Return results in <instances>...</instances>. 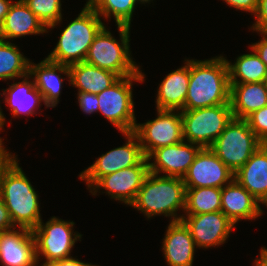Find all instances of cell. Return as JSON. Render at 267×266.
<instances>
[{"label":"cell","mask_w":267,"mask_h":266,"mask_svg":"<svg viewBox=\"0 0 267 266\" xmlns=\"http://www.w3.org/2000/svg\"><path fill=\"white\" fill-rule=\"evenodd\" d=\"M176 112L157 109V118L143 124L136 123L133 132L137 135L146 158L158 148L174 145L184 140L181 111Z\"/></svg>","instance_id":"cell-10"},{"label":"cell","mask_w":267,"mask_h":266,"mask_svg":"<svg viewBox=\"0 0 267 266\" xmlns=\"http://www.w3.org/2000/svg\"><path fill=\"white\" fill-rule=\"evenodd\" d=\"M126 143L102 154L97 160L79 174L90 189L101 177L118 170L137 165L145 156L139 139L134 132L123 133Z\"/></svg>","instance_id":"cell-11"},{"label":"cell","mask_w":267,"mask_h":266,"mask_svg":"<svg viewBox=\"0 0 267 266\" xmlns=\"http://www.w3.org/2000/svg\"><path fill=\"white\" fill-rule=\"evenodd\" d=\"M70 84L78 92L99 94L113 85L120 77L108 70L101 69L85 61L69 66Z\"/></svg>","instance_id":"cell-24"},{"label":"cell","mask_w":267,"mask_h":266,"mask_svg":"<svg viewBox=\"0 0 267 266\" xmlns=\"http://www.w3.org/2000/svg\"><path fill=\"white\" fill-rule=\"evenodd\" d=\"M185 216L182 221L189 228L197 248L222 245L235 226L222 211Z\"/></svg>","instance_id":"cell-14"},{"label":"cell","mask_w":267,"mask_h":266,"mask_svg":"<svg viewBox=\"0 0 267 266\" xmlns=\"http://www.w3.org/2000/svg\"><path fill=\"white\" fill-rule=\"evenodd\" d=\"M77 96L79 107L82 109L83 112H85L86 114H92L98 111L99 101L97 94L78 92Z\"/></svg>","instance_id":"cell-32"},{"label":"cell","mask_w":267,"mask_h":266,"mask_svg":"<svg viewBox=\"0 0 267 266\" xmlns=\"http://www.w3.org/2000/svg\"><path fill=\"white\" fill-rule=\"evenodd\" d=\"M74 224L73 221H64L55 216L45 224L41 220L32 230L36 259L39 260V257L43 256L45 261H59L72 257L71 250L75 242L82 237L80 233L74 232Z\"/></svg>","instance_id":"cell-9"},{"label":"cell","mask_w":267,"mask_h":266,"mask_svg":"<svg viewBox=\"0 0 267 266\" xmlns=\"http://www.w3.org/2000/svg\"><path fill=\"white\" fill-rule=\"evenodd\" d=\"M234 178L261 204L267 199V144H262L251 155L234 173Z\"/></svg>","instance_id":"cell-20"},{"label":"cell","mask_w":267,"mask_h":266,"mask_svg":"<svg viewBox=\"0 0 267 266\" xmlns=\"http://www.w3.org/2000/svg\"><path fill=\"white\" fill-rule=\"evenodd\" d=\"M255 17L257 19L251 29L257 33H267V0H259Z\"/></svg>","instance_id":"cell-33"},{"label":"cell","mask_w":267,"mask_h":266,"mask_svg":"<svg viewBox=\"0 0 267 266\" xmlns=\"http://www.w3.org/2000/svg\"><path fill=\"white\" fill-rule=\"evenodd\" d=\"M230 7L256 14L259 0H223Z\"/></svg>","instance_id":"cell-34"},{"label":"cell","mask_w":267,"mask_h":266,"mask_svg":"<svg viewBox=\"0 0 267 266\" xmlns=\"http://www.w3.org/2000/svg\"><path fill=\"white\" fill-rule=\"evenodd\" d=\"M234 179L232 172L210 148H201L183 177L186 188H222Z\"/></svg>","instance_id":"cell-13"},{"label":"cell","mask_w":267,"mask_h":266,"mask_svg":"<svg viewBox=\"0 0 267 266\" xmlns=\"http://www.w3.org/2000/svg\"><path fill=\"white\" fill-rule=\"evenodd\" d=\"M260 33L262 35V40L252 44L250 47L257 53L267 67V33Z\"/></svg>","instance_id":"cell-36"},{"label":"cell","mask_w":267,"mask_h":266,"mask_svg":"<svg viewBox=\"0 0 267 266\" xmlns=\"http://www.w3.org/2000/svg\"><path fill=\"white\" fill-rule=\"evenodd\" d=\"M149 161L144 157L137 165L118 170L101 177L91 188L96 195L98 189H105L111 199L129 205L135 200L146 176L149 174Z\"/></svg>","instance_id":"cell-12"},{"label":"cell","mask_w":267,"mask_h":266,"mask_svg":"<svg viewBox=\"0 0 267 266\" xmlns=\"http://www.w3.org/2000/svg\"><path fill=\"white\" fill-rule=\"evenodd\" d=\"M120 43L104 26L89 47L85 62L104 70L111 71L119 77L136 75L140 67L133 61L130 52V27L117 25Z\"/></svg>","instance_id":"cell-5"},{"label":"cell","mask_w":267,"mask_h":266,"mask_svg":"<svg viewBox=\"0 0 267 266\" xmlns=\"http://www.w3.org/2000/svg\"><path fill=\"white\" fill-rule=\"evenodd\" d=\"M0 196L15 227L33 230L42 220L39 196L19 166L17 157L0 174Z\"/></svg>","instance_id":"cell-2"},{"label":"cell","mask_w":267,"mask_h":266,"mask_svg":"<svg viewBox=\"0 0 267 266\" xmlns=\"http://www.w3.org/2000/svg\"><path fill=\"white\" fill-rule=\"evenodd\" d=\"M15 228L7 207L0 196V232Z\"/></svg>","instance_id":"cell-35"},{"label":"cell","mask_w":267,"mask_h":266,"mask_svg":"<svg viewBox=\"0 0 267 266\" xmlns=\"http://www.w3.org/2000/svg\"><path fill=\"white\" fill-rule=\"evenodd\" d=\"M259 203L235 178L221 188V211L235 225L241 219L258 218L263 213Z\"/></svg>","instance_id":"cell-17"},{"label":"cell","mask_w":267,"mask_h":266,"mask_svg":"<svg viewBox=\"0 0 267 266\" xmlns=\"http://www.w3.org/2000/svg\"><path fill=\"white\" fill-rule=\"evenodd\" d=\"M41 266H63V260H59V261H45L43 264H41Z\"/></svg>","instance_id":"cell-41"},{"label":"cell","mask_w":267,"mask_h":266,"mask_svg":"<svg viewBox=\"0 0 267 266\" xmlns=\"http://www.w3.org/2000/svg\"><path fill=\"white\" fill-rule=\"evenodd\" d=\"M137 2L147 3L146 0H96L91 7L105 19L113 16L116 25L130 27Z\"/></svg>","instance_id":"cell-29"},{"label":"cell","mask_w":267,"mask_h":266,"mask_svg":"<svg viewBox=\"0 0 267 266\" xmlns=\"http://www.w3.org/2000/svg\"><path fill=\"white\" fill-rule=\"evenodd\" d=\"M0 232V263L2 266H38L35 238L32 230L19 229Z\"/></svg>","instance_id":"cell-16"},{"label":"cell","mask_w":267,"mask_h":266,"mask_svg":"<svg viewBox=\"0 0 267 266\" xmlns=\"http://www.w3.org/2000/svg\"><path fill=\"white\" fill-rule=\"evenodd\" d=\"M47 33V28L28 8L23 0H17L10 6L0 28V39L11 40L25 35Z\"/></svg>","instance_id":"cell-22"},{"label":"cell","mask_w":267,"mask_h":266,"mask_svg":"<svg viewBox=\"0 0 267 266\" xmlns=\"http://www.w3.org/2000/svg\"><path fill=\"white\" fill-rule=\"evenodd\" d=\"M2 142L3 140L0 137V174L17 156L14 154L12 155L10 152H7Z\"/></svg>","instance_id":"cell-37"},{"label":"cell","mask_w":267,"mask_h":266,"mask_svg":"<svg viewBox=\"0 0 267 266\" xmlns=\"http://www.w3.org/2000/svg\"><path fill=\"white\" fill-rule=\"evenodd\" d=\"M31 75L22 77L21 82L13 83L3 91L5 103L11 109L13 117L25 114V116L37 114V107L44 102L42 94L35 87L34 79L29 81Z\"/></svg>","instance_id":"cell-25"},{"label":"cell","mask_w":267,"mask_h":266,"mask_svg":"<svg viewBox=\"0 0 267 266\" xmlns=\"http://www.w3.org/2000/svg\"><path fill=\"white\" fill-rule=\"evenodd\" d=\"M62 73L66 74L70 81L68 65L58 64L46 58L38 64L30 62L29 74L34 79L35 87L42 94L47 108L55 107L59 103L64 80L60 75Z\"/></svg>","instance_id":"cell-19"},{"label":"cell","mask_w":267,"mask_h":266,"mask_svg":"<svg viewBox=\"0 0 267 266\" xmlns=\"http://www.w3.org/2000/svg\"><path fill=\"white\" fill-rule=\"evenodd\" d=\"M263 204L267 207V199L262 203V205Z\"/></svg>","instance_id":"cell-44"},{"label":"cell","mask_w":267,"mask_h":266,"mask_svg":"<svg viewBox=\"0 0 267 266\" xmlns=\"http://www.w3.org/2000/svg\"><path fill=\"white\" fill-rule=\"evenodd\" d=\"M104 26L95 10L84 6L78 17L62 30L57 45L46 59L68 66L84 61L90 45Z\"/></svg>","instance_id":"cell-4"},{"label":"cell","mask_w":267,"mask_h":266,"mask_svg":"<svg viewBox=\"0 0 267 266\" xmlns=\"http://www.w3.org/2000/svg\"><path fill=\"white\" fill-rule=\"evenodd\" d=\"M186 186L183 178L160 176L149 172L131 207L141 211L149 219L155 215L171 217V222L180 221L176 213L185 209Z\"/></svg>","instance_id":"cell-3"},{"label":"cell","mask_w":267,"mask_h":266,"mask_svg":"<svg viewBox=\"0 0 267 266\" xmlns=\"http://www.w3.org/2000/svg\"><path fill=\"white\" fill-rule=\"evenodd\" d=\"M13 2L10 0H0V28L4 22L6 14L9 12Z\"/></svg>","instance_id":"cell-38"},{"label":"cell","mask_w":267,"mask_h":266,"mask_svg":"<svg viewBox=\"0 0 267 266\" xmlns=\"http://www.w3.org/2000/svg\"><path fill=\"white\" fill-rule=\"evenodd\" d=\"M144 74L120 77L113 85L97 94L98 111L121 133L133 132L136 126L132 83L143 82Z\"/></svg>","instance_id":"cell-7"},{"label":"cell","mask_w":267,"mask_h":266,"mask_svg":"<svg viewBox=\"0 0 267 266\" xmlns=\"http://www.w3.org/2000/svg\"><path fill=\"white\" fill-rule=\"evenodd\" d=\"M63 266H96L91 263H84L76 258L70 257L63 259Z\"/></svg>","instance_id":"cell-39"},{"label":"cell","mask_w":267,"mask_h":266,"mask_svg":"<svg viewBox=\"0 0 267 266\" xmlns=\"http://www.w3.org/2000/svg\"><path fill=\"white\" fill-rule=\"evenodd\" d=\"M245 120L256 137L263 144H267V106L252 112Z\"/></svg>","instance_id":"cell-31"},{"label":"cell","mask_w":267,"mask_h":266,"mask_svg":"<svg viewBox=\"0 0 267 266\" xmlns=\"http://www.w3.org/2000/svg\"><path fill=\"white\" fill-rule=\"evenodd\" d=\"M47 28H55L62 21L61 0H23Z\"/></svg>","instance_id":"cell-30"},{"label":"cell","mask_w":267,"mask_h":266,"mask_svg":"<svg viewBox=\"0 0 267 266\" xmlns=\"http://www.w3.org/2000/svg\"><path fill=\"white\" fill-rule=\"evenodd\" d=\"M230 105L233 118L237 119H245L267 106V83L230 84Z\"/></svg>","instance_id":"cell-23"},{"label":"cell","mask_w":267,"mask_h":266,"mask_svg":"<svg viewBox=\"0 0 267 266\" xmlns=\"http://www.w3.org/2000/svg\"><path fill=\"white\" fill-rule=\"evenodd\" d=\"M96 0H87L85 6H91Z\"/></svg>","instance_id":"cell-43"},{"label":"cell","mask_w":267,"mask_h":266,"mask_svg":"<svg viewBox=\"0 0 267 266\" xmlns=\"http://www.w3.org/2000/svg\"><path fill=\"white\" fill-rule=\"evenodd\" d=\"M30 60L23 56L19 48L11 43L0 39V79L10 80L22 78L29 74Z\"/></svg>","instance_id":"cell-28"},{"label":"cell","mask_w":267,"mask_h":266,"mask_svg":"<svg viewBox=\"0 0 267 266\" xmlns=\"http://www.w3.org/2000/svg\"><path fill=\"white\" fill-rule=\"evenodd\" d=\"M184 64L183 67L166 75L160 83L155 101L156 109L174 111L184 109L190 80V60H185Z\"/></svg>","instance_id":"cell-21"},{"label":"cell","mask_w":267,"mask_h":266,"mask_svg":"<svg viewBox=\"0 0 267 266\" xmlns=\"http://www.w3.org/2000/svg\"><path fill=\"white\" fill-rule=\"evenodd\" d=\"M262 144L245 119L233 118L210 149L235 173Z\"/></svg>","instance_id":"cell-6"},{"label":"cell","mask_w":267,"mask_h":266,"mask_svg":"<svg viewBox=\"0 0 267 266\" xmlns=\"http://www.w3.org/2000/svg\"><path fill=\"white\" fill-rule=\"evenodd\" d=\"M254 266H267V249L262 247L260 257L255 259Z\"/></svg>","instance_id":"cell-40"},{"label":"cell","mask_w":267,"mask_h":266,"mask_svg":"<svg viewBox=\"0 0 267 266\" xmlns=\"http://www.w3.org/2000/svg\"><path fill=\"white\" fill-rule=\"evenodd\" d=\"M201 147L191 142L182 141L154 150L148 157L149 172L154 174L165 173L163 176L183 178L188 172Z\"/></svg>","instance_id":"cell-15"},{"label":"cell","mask_w":267,"mask_h":266,"mask_svg":"<svg viewBox=\"0 0 267 266\" xmlns=\"http://www.w3.org/2000/svg\"><path fill=\"white\" fill-rule=\"evenodd\" d=\"M162 242V250L169 266H192L196 244L189 228L180 221L170 222Z\"/></svg>","instance_id":"cell-18"},{"label":"cell","mask_w":267,"mask_h":266,"mask_svg":"<svg viewBox=\"0 0 267 266\" xmlns=\"http://www.w3.org/2000/svg\"><path fill=\"white\" fill-rule=\"evenodd\" d=\"M4 122H5V117H4V114H3L1 106H0V131L2 130V128L5 125Z\"/></svg>","instance_id":"cell-42"},{"label":"cell","mask_w":267,"mask_h":266,"mask_svg":"<svg viewBox=\"0 0 267 266\" xmlns=\"http://www.w3.org/2000/svg\"><path fill=\"white\" fill-rule=\"evenodd\" d=\"M181 117L184 141L199 145L201 148H210L233 119V114L230 104H222L182 110Z\"/></svg>","instance_id":"cell-8"},{"label":"cell","mask_w":267,"mask_h":266,"mask_svg":"<svg viewBox=\"0 0 267 266\" xmlns=\"http://www.w3.org/2000/svg\"><path fill=\"white\" fill-rule=\"evenodd\" d=\"M221 211V188H186L184 215Z\"/></svg>","instance_id":"cell-27"},{"label":"cell","mask_w":267,"mask_h":266,"mask_svg":"<svg viewBox=\"0 0 267 266\" xmlns=\"http://www.w3.org/2000/svg\"><path fill=\"white\" fill-rule=\"evenodd\" d=\"M252 51L253 53L238 56L233 64L226 60L230 84L267 81V67L257 53L254 50Z\"/></svg>","instance_id":"cell-26"},{"label":"cell","mask_w":267,"mask_h":266,"mask_svg":"<svg viewBox=\"0 0 267 266\" xmlns=\"http://www.w3.org/2000/svg\"><path fill=\"white\" fill-rule=\"evenodd\" d=\"M230 104V83L226 59L216 56L190 60V80L183 110Z\"/></svg>","instance_id":"cell-1"}]
</instances>
